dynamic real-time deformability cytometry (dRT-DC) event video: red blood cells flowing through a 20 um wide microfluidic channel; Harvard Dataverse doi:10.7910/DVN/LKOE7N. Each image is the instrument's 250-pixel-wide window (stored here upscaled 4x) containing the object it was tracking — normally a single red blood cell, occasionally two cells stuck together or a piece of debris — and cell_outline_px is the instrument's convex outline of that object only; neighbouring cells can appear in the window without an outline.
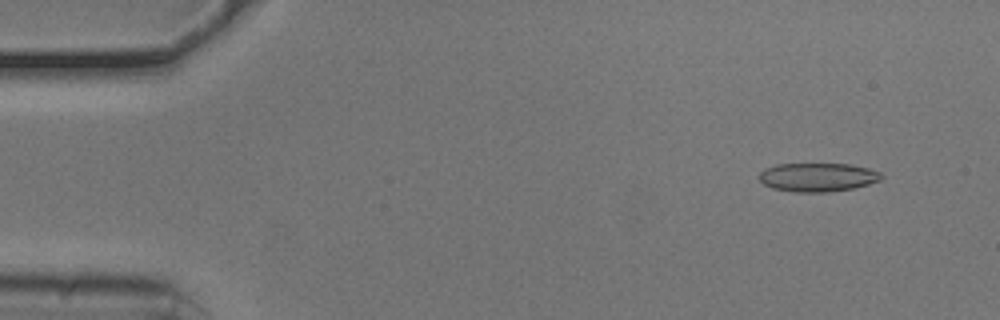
{"species": "common noctule bat (a hibernating species)", "species_latin": "Nyctalus noctula", "temperature_condition": "cold", "stored_images_in_passage": 53, "camera_frame_rate_fps": 3000, "um_per_image_px": 0.085, "animal": {"sex": "male", "body_mass_g": 20.5, "forearm_length_mm": 52.5}, "frame": {"image": 1, "passage_image": 5, "time_ms": 1.333, "image_size_px": [1000, 320], "cell_outline_px": [[884, 176], [880, 180], [868, 184], [852, 188], [828, 192], [796, 192], [772, 188], [764, 184], [760, 180], [760, 172], [764, 168], [776, 164], [852, 164], [868, 168], [880, 172]], "centroid_in_image_um": [69.5, 15.06], "position_along_channel_um": 15.5, "area_um2": 20.4}}
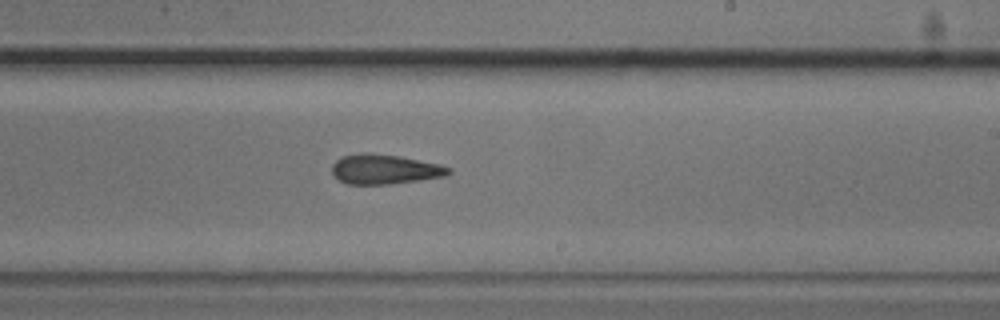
{"frame": {"image": 2, "passage_image": 32, "time_ms": 10.333, "image_size_px": [1000, 320], "cell_outline_px": [[452, 172], [444, 176], [388, 184], [348, 184], [340, 180], [332, 172], [332, 164], [340, 156], [360, 152], [368, 152], [400, 156], [440, 164], [452, 168]], "centroid_in_image_um": [32.68, 14.36], "position_along_channel_um": 256.3, "area_um2": 20.23}}
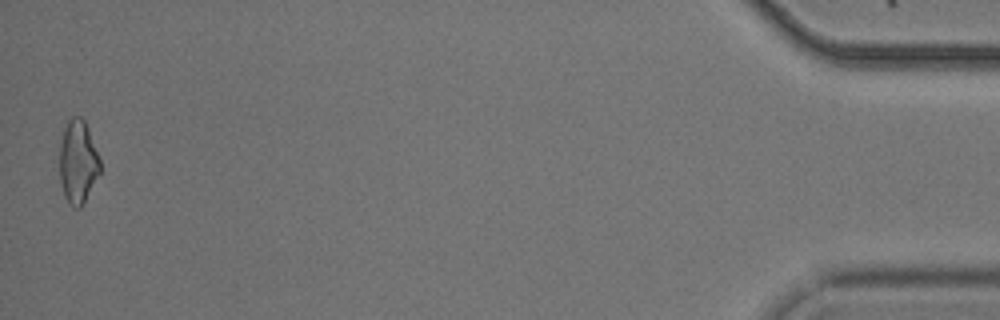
{"frame": {"image": 3, "passage_image": 53, "time_ms": 17.333, "image_size_px": [1000, 320], "cell_outline_px": [[100, 172], [80, 208], [72, 208], [68, 204], [64, 196], [60, 184], [60, 140], [64, 128], [68, 120], [72, 116], [80, 116], [84, 120], [88, 128], [100, 160]], "centroid_in_image_um": [6.6, 13.76], "position_along_channel_um": 428.6, "area_um2": 19.65}}